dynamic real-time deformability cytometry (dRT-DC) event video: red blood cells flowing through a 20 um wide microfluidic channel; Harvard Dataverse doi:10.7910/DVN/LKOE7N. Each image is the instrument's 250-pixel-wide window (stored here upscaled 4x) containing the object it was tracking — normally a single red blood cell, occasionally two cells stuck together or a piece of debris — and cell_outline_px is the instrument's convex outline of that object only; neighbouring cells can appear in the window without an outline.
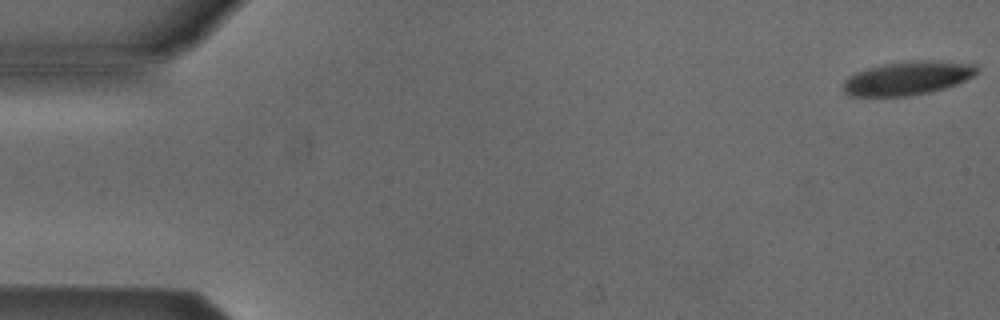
{"species": "Egyptian fruit bat (a non-hibernating species)", "species_latin": "Rousettus aegyptiacus", "temperature_condition": "cold", "stored_images_in_passage": 5, "camera_frame_rate_fps": 3000, "um_per_image_px": 0.085, "animal": {"sex": "male"}, "frame": {"image": 1, "passage_image": 1, "time_ms": 0.0, "image_size_px": [1000, 320], "cell_outline_px": [[980, 72], [956, 84], [944, 88], [928, 92], [908, 96], [848, 96], [844, 92], [844, 80], [848, 76], [856, 72], [868, 68], [884, 64], [908, 60], [940, 60], [976, 64], [980, 68]], "centroid_in_image_um": [77.17, 6.62], "position_along_channel_um": 7.8, "area_um2": 26.41}}
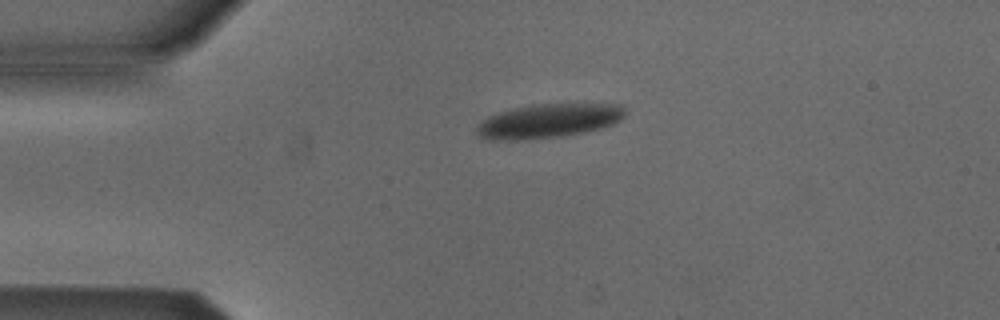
{"frame": {"image": 2, "passage_image": 4, "time_ms": 1.0, "image_size_px": [1000, 320], "cell_outline_px": [[624, 116], [620, 120], [612, 124], [600, 128], [584, 132], [564, 136], [524, 140], [484, 140], [480, 136], [476, 128], [480, 120], [488, 116], [500, 112], [532, 104], [624, 104]], "centroid_in_image_um": [46.6, 10.28], "position_along_channel_um": 38.4, "area_um2": 29.54}}